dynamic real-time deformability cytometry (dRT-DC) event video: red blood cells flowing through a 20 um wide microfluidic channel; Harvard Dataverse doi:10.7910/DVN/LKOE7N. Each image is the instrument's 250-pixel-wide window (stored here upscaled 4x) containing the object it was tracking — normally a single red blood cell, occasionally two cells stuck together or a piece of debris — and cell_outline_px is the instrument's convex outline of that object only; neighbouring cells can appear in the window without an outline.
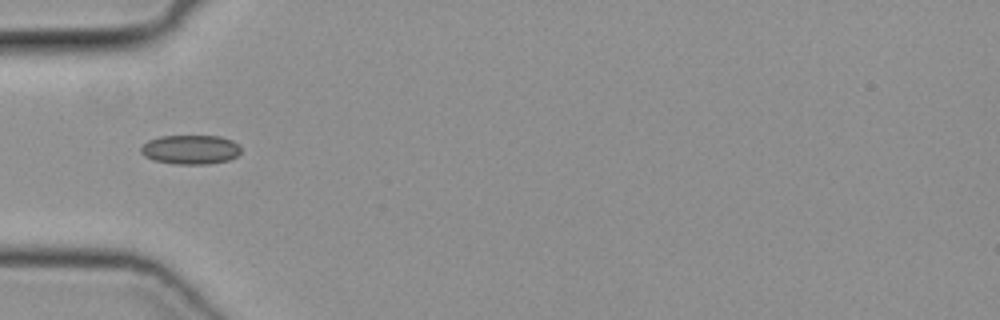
{"species": "common noctule bat (a hibernating species)", "species_latin": "Nyctalus noctula", "temperature_condition": "cold", "stored_images_in_passage": 35, "camera_frame_rate_fps": 3000, "um_per_image_px": 0.085, "animal": {"sex": "female", "body_mass_g": 19.3, "forearm_length_mm": 54.1}, "frame": {"image": 1, "passage_image": 1, "time_ms": 0.0, "image_size_px": [1000, 320], "cell_outline_px": [[240, 152], [236, 156], [228, 160], [208, 164], [176, 164], [152, 160], [144, 156], [140, 152], [140, 148], [148, 140], [160, 136], [220, 136], [232, 140], [240, 144]], "centroid_in_image_um": [16.18, 12.71], "position_along_channel_um": 68.8, "area_um2": 17.17}}
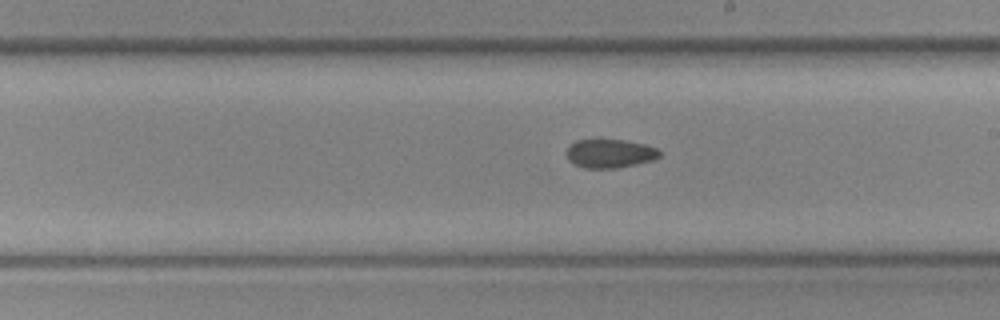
{"frame": {"image": 2, "passage_image": 13, "time_ms": 4.0, "image_size_px": [1000, 320], "cell_outline_px": [[660, 156], [652, 160], [636, 164], [616, 168], [584, 168], [568, 160], [564, 152], [568, 144], [576, 140], [624, 140], [644, 144], [656, 148], [660, 152]], "centroid_in_image_um": [51.78, 13.04], "position_along_channel_um": 237.2, "area_um2": 15.61}}
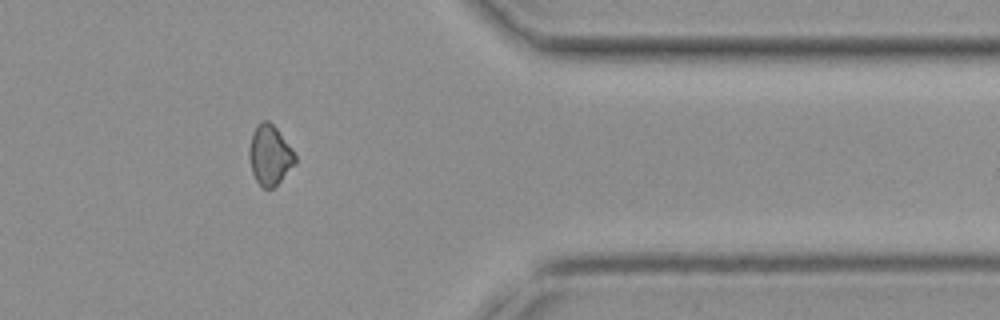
{"frame": {"image": 3, "passage_image": 25, "time_ms": 8.0, "image_size_px": [1000, 320], "cell_outline_px": [[296, 164], [272, 188], [264, 188], [256, 180], [252, 172], [248, 156], [248, 148], [252, 132], [256, 124], [264, 120], [268, 120], [276, 128], [292, 148], [296, 156]], "centroid_in_image_um": [22.92, 13.15], "position_along_channel_um": 388.5, "area_um2": 16.07}}